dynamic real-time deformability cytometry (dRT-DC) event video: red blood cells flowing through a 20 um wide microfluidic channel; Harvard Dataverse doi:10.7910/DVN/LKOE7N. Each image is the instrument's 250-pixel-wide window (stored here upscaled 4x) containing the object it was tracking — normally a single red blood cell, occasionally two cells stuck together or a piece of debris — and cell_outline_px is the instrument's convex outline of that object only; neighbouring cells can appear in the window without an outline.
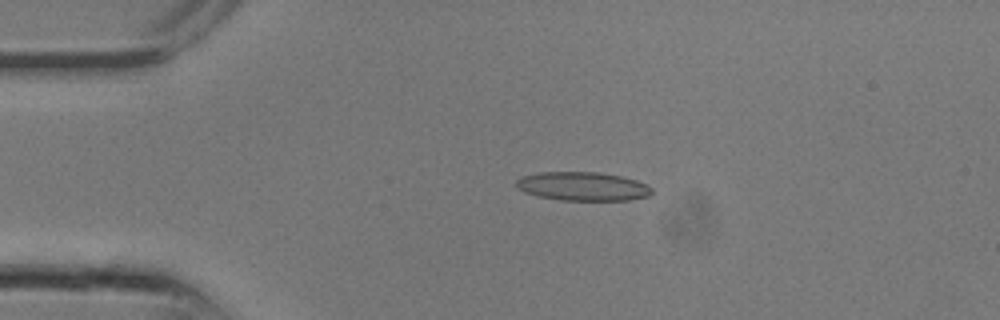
{"species": "common noctule bat (a hibernating species)", "species_latin": "Nyctalus noctula", "temperature_condition": "room temperature", "stored_images_in_passage": 12, "camera_frame_rate_fps": 3000, "um_per_image_px": 0.085, "animal": {"sex": "male", "body_mass_g": 13.3}, "frame": {"image": 1, "passage_image": 5, "time_ms": 1.333, "image_size_px": [1000, 320], "cell_outline_px": [[652, 192], [648, 196], [628, 200], [560, 200], [540, 196], [524, 192], [516, 188], [516, 180], [524, 176], [540, 172], [596, 172], [620, 176], [636, 180], [652, 188]], "centroid_in_image_um": [49.51, 15.84], "position_along_channel_um": 35.5, "area_um2": 22.48}}
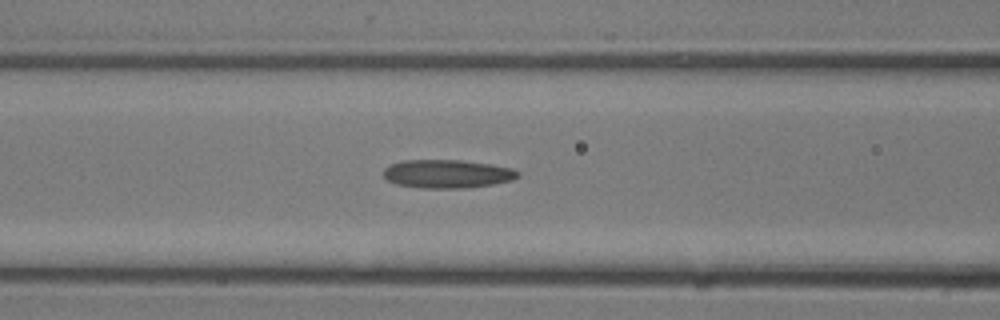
{"frame": {"image": 2, "passage_image": 10, "time_ms": 3.0, "image_size_px": [1000, 320], "cell_outline_px": [[520, 176], [512, 180], [492, 184], [464, 188], [424, 188], [396, 184], [388, 180], [384, 176], [384, 168], [392, 164], [404, 160], [460, 160], [492, 164], [512, 168], [520, 172]], "centroid_in_image_um": [38.05, 14.77], "position_along_channel_um": 128.6, "area_um2": 22.2}}
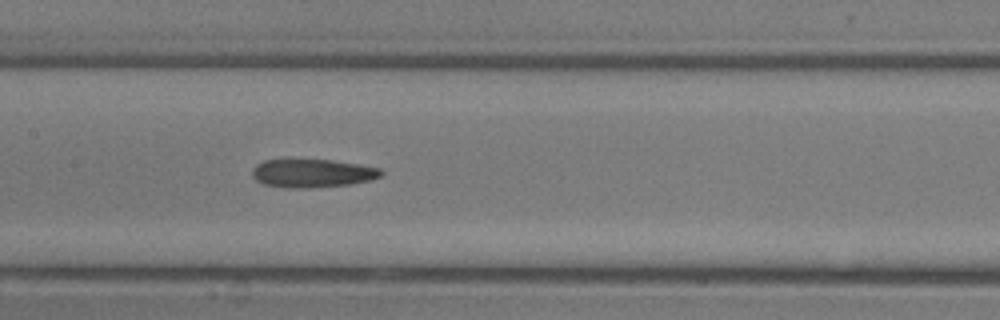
{"frame": {"image": 3, "passage_image": 12, "time_ms": 3.667, "image_size_px": [1000, 320], "cell_outline_px": [[384, 172], [380, 176], [368, 180], [352, 184], [308, 188], [288, 188], [264, 184], [256, 180], [252, 176], [252, 168], [256, 164], [264, 160], [332, 160], [380, 168]], "centroid_in_image_um": [26.52, 14.73], "position_along_channel_um": 180.9, "area_um2": 21.15}}